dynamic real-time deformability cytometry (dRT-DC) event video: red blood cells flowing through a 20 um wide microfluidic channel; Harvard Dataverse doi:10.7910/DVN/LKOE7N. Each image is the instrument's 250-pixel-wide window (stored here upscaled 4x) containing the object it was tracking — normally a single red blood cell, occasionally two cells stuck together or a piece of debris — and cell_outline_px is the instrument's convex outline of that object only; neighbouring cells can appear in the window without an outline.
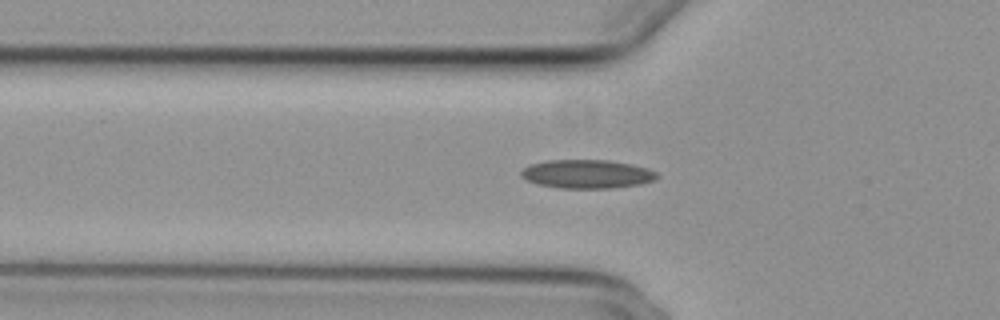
{"species": "common noctule bat (a hibernating species)", "species_latin": "Nyctalus noctula", "temperature_condition": "cold", "stored_images_in_passage": 41, "camera_frame_rate_fps": 3000, "um_per_image_px": 0.085, "animal": {"sex": "female", "body_mass_g": 29.2, "forearm_length_mm": 56.3}, "frame": {"image": 1, "passage_image": 12, "time_ms": 3.667, "image_size_px": [1000, 320], "cell_outline_px": [[660, 176], [656, 180], [640, 184], [612, 188], [560, 188], [540, 184], [528, 180], [520, 176], [520, 172], [524, 168], [532, 164], [548, 160], [608, 160], [632, 164], [648, 168], [656, 172]], "centroid_in_image_um": [49.95, 14.79], "position_along_channel_um": 75.9, "area_um2": 22.66}}
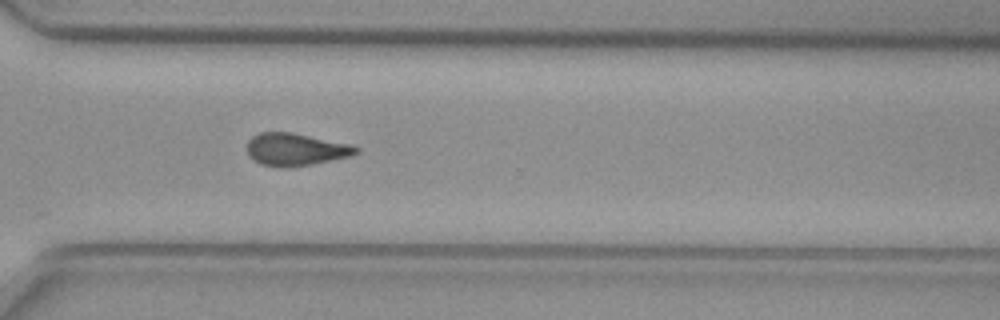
{"frame": {"image": 2, "passage_image": 33, "time_ms": 10.667, "image_size_px": [1000, 320], "cell_outline_px": [[360, 152], [352, 156], [312, 164], [288, 168], [280, 168], [260, 164], [252, 160], [248, 156], [248, 140], [252, 136], [260, 132], [292, 132], [352, 144], [360, 148]], "centroid_in_image_um": [25.15, 12.71], "position_along_channel_um": 345.5, "area_um2": 21.04}}
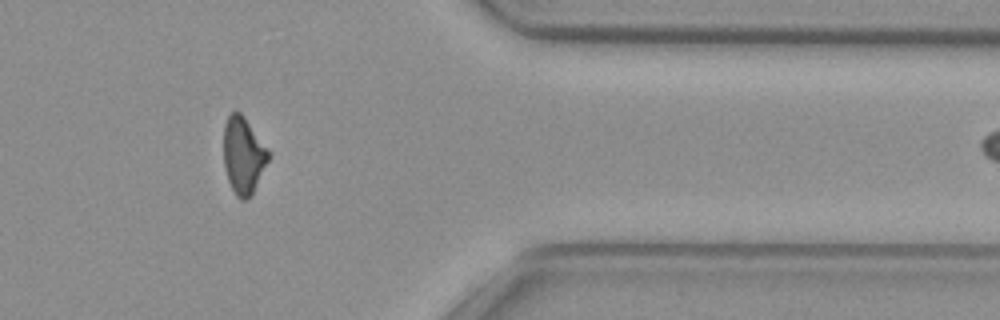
{"frame": {"image": 3, "passage_image": 38, "time_ms": 12.333, "image_size_px": [1000, 320], "cell_outline_px": [[268, 160], [252, 192], [244, 200], [240, 200], [236, 196], [228, 180], [224, 168], [224, 124], [228, 116], [232, 112], [240, 112], [244, 116], [268, 148]], "centroid_in_image_um": [20.66, 13.17], "position_along_channel_um": 390.7, "area_um2": 19.65}}